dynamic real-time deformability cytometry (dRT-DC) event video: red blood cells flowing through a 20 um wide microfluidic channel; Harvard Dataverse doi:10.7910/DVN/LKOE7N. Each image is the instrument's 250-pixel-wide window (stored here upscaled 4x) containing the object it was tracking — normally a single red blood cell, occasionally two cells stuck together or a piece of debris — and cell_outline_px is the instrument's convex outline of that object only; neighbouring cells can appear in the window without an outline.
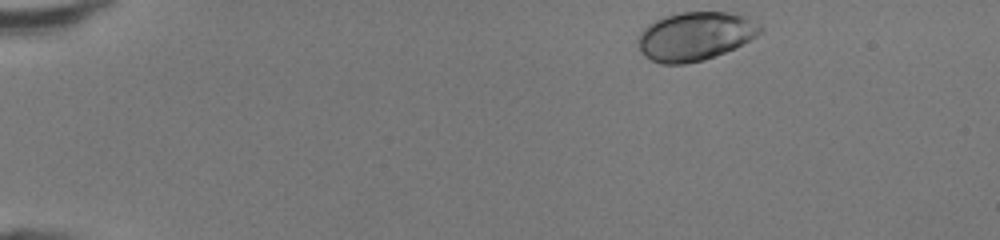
{"species": "human", "species_latin": "Homo sapiens", "temperature_condition": "room temperature", "stored_images_in_passage": 41, "camera_frame_rate_fps": 3000, "um_per_image_px": 0.085, "donor": {"sex": "female"}, "frame": {"image": 1, "passage_image": 1, "time_ms": 0.0, "image_size_px": [1000, 240], "cell_outline_px": [[764, 32], [736, 48], [704, 60], [684, 64], [660, 64], [644, 56], [640, 52], [636, 40], [640, 32], [648, 24], [664, 16], [680, 12], [728, 12], [744, 16], [760, 24], [764, 28]], "centroid_in_image_um": [59.09, 3.08], "position_along_channel_um": 25.9, "area_um2": 35.03}}
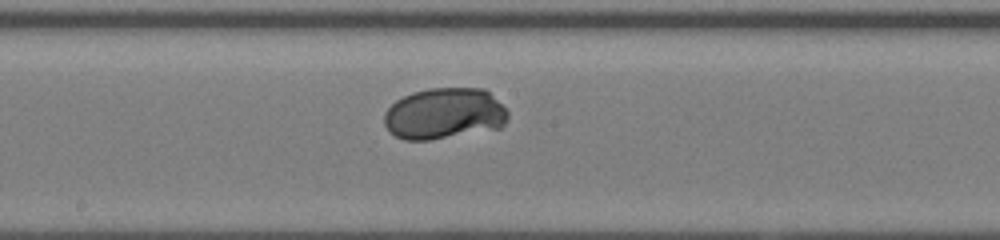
{"frame": {"image": 2, "passage_image": 21, "time_ms": 6.667, "image_size_px": [1000, 240], "cell_outline_px": [[508, 120], [500, 128], [428, 140], [404, 140], [396, 136], [384, 124], [384, 112], [396, 100], [412, 92], [428, 88], [484, 88], [508, 112]], "centroid_in_image_um": [37.75, 9.65], "position_along_channel_um": 210.5, "area_um2": 36.76}}
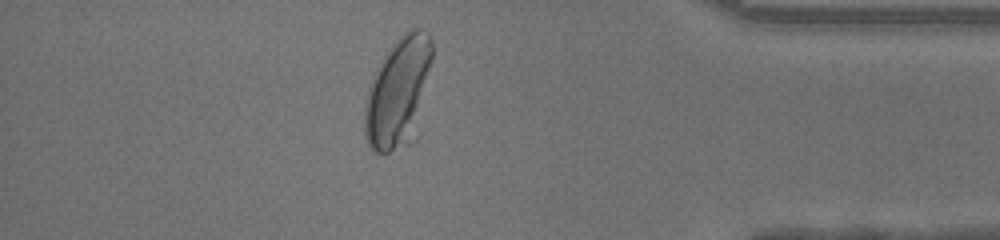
{"frame": {"image": 3, "passage_image": 36, "time_ms": 11.667, "image_size_px": [1000, 240], "cell_outline_px": [[432, 60], [420, 136], [416, 140], [408, 144], [388, 152], [376, 152], [368, 144], [364, 136], [364, 108], [368, 88], [376, 68], [388, 48], [408, 28], [420, 28], [428, 32], [432, 36]], "centroid_in_image_um": [33.91, 7.86], "position_along_channel_um": 401.3, "area_um2": 44.85}, "authors_computed_cell_mechanics": {"area_um2": 37.0498, "velocity_mm_per_s": 4.3294, "shape_relaxation_time_tau1_ms": 2.1725, "shape_relaxation_time_tau2_ms": null, "deformation_change_tau1": 0.1562, "deformation_change_tau2": null}}